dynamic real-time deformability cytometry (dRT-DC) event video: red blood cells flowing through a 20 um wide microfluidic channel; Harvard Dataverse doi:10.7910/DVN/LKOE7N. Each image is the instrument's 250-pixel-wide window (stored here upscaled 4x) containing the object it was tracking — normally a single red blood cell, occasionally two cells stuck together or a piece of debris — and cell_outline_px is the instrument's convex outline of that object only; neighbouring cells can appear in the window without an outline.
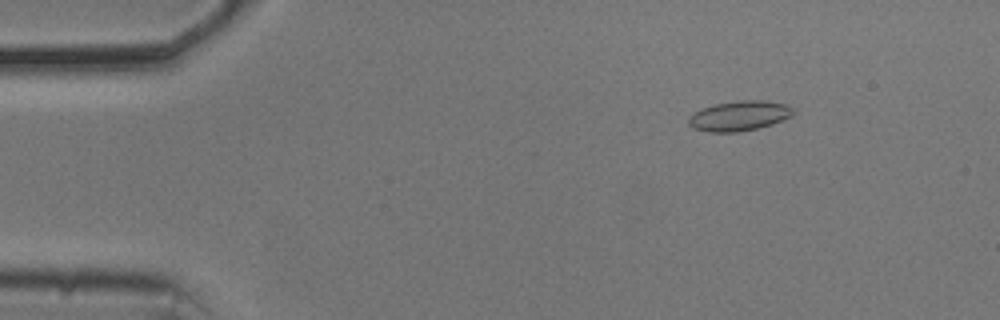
{"species": "common noctule bat (a hibernating species)", "species_latin": "Nyctalus noctula", "temperature_condition": "cold", "stored_images_in_passage": 55, "camera_frame_rate_fps": 3000, "um_per_image_px": 0.085, "animal": {"sex": "male", "body_mass_g": 20.5, "forearm_length_mm": 52.5}, "frame": {"image": 1, "passage_image": 8, "time_ms": 2.333, "image_size_px": [1000, 320], "cell_outline_px": [[796, 112], [792, 116], [772, 124], [756, 128], [736, 132], [708, 132], [692, 128], [688, 124], [688, 120], [700, 108], [716, 104], [740, 100], [760, 100], [784, 104], [792, 108]], "centroid_in_image_um": [62.83, 9.85], "position_along_channel_um": 22.2, "area_um2": 18.09}}
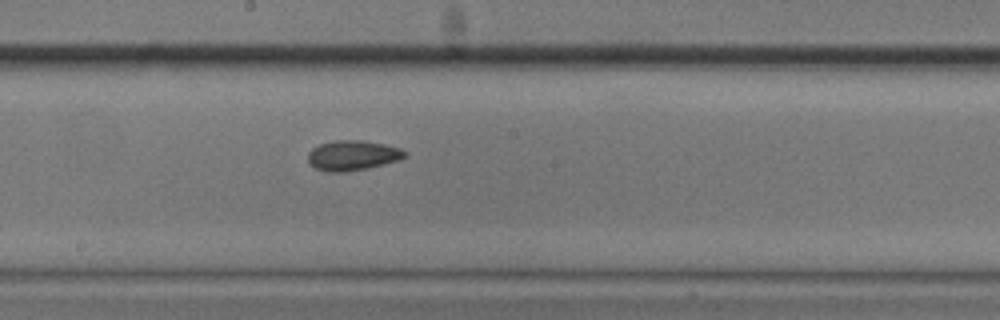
{"frame": {"image": 2, "passage_image": 30, "time_ms": 9.667, "image_size_px": [1000, 320], "cell_outline_px": [[408, 156], [400, 160], [368, 168], [348, 172], [328, 172], [316, 168], [308, 164], [308, 152], [312, 148], [320, 144], [336, 140], [364, 140], [384, 144], [400, 148], [408, 152]], "centroid_in_image_um": [29.99, 13.21], "position_along_channel_um": 218.2, "area_um2": 17.22}}
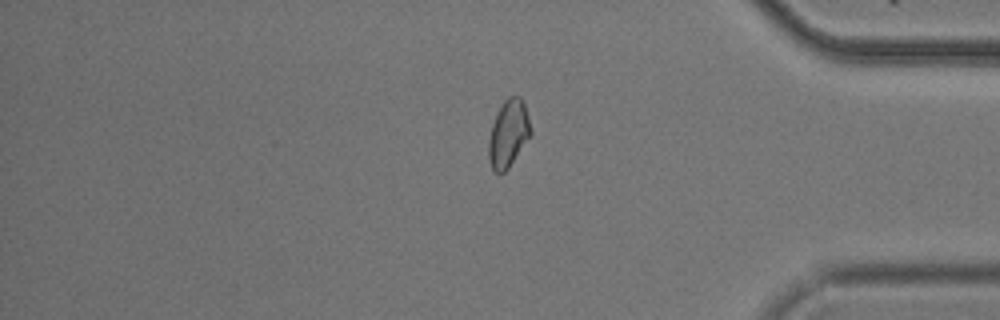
{"frame": {"image": 3, "passage_image": 46, "time_ms": 15.0, "image_size_px": [1000, 320], "cell_outline_px": [[532, 132], [508, 168], [500, 176], [492, 168], [488, 160], [488, 140], [492, 124], [504, 100], [508, 96], [520, 96], [524, 100]], "centroid_in_image_um": [43.2, 11.35], "position_along_channel_um": 392.0, "area_um2": 16.42}, "authors_computed_cell_mechanics": {"area_um2": 17.051, "velocity_mm_per_s": 3.6952, "shape_relaxation_time_tau1_ms": null, "shape_relaxation_time_tau2_ms": 3.1385, "deformation_change_tau1": null, "deformation_change_tau2": 0.0692}}